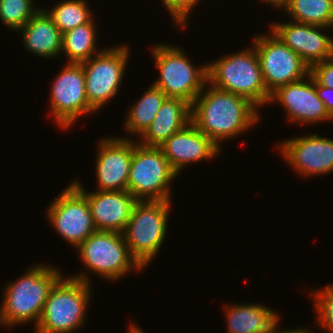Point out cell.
<instances>
[{"instance_id": "cell-3", "label": "cell", "mask_w": 333, "mask_h": 333, "mask_svg": "<svg viewBox=\"0 0 333 333\" xmlns=\"http://www.w3.org/2000/svg\"><path fill=\"white\" fill-rule=\"evenodd\" d=\"M89 275L62 277L51 289L36 326V333H72L84 326L90 300Z\"/></svg>"}, {"instance_id": "cell-7", "label": "cell", "mask_w": 333, "mask_h": 333, "mask_svg": "<svg viewBox=\"0 0 333 333\" xmlns=\"http://www.w3.org/2000/svg\"><path fill=\"white\" fill-rule=\"evenodd\" d=\"M177 175L160 147L135 140L127 190L138 201L171 200L170 184Z\"/></svg>"}, {"instance_id": "cell-26", "label": "cell", "mask_w": 333, "mask_h": 333, "mask_svg": "<svg viewBox=\"0 0 333 333\" xmlns=\"http://www.w3.org/2000/svg\"><path fill=\"white\" fill-rule=\"evenodd\" d=\"M33 0H0V20L11 30L21 29L39 10Z\"/></svg>"}, {"instance_id": "cell-12", "label": "cell", "mask_w": 333, "mask_h": 333, "mask_svg": "<svg viewBox=\"0 0 333 333\" xmlns=\"http://www.w3.org/2000/svg\"><path fill=\"white\" fill-rule=\"evenodd\" d=\"M46 214L56 232L75 248L97 231L86 197L72 183L50 203Z\"/></svg>"}, {"instance_id": "cell-29", "label": "cell", "mask_w": 333, "mask_h": 333, "mask_svg": "<svg viewBox=\"0 0 333 333\" xmlns=\"http://www.w3.org/2000/svg\"><path fill=\"white\" fill-rule=\"evenodd\" d=\"M309 74L319 85L333 88V56L312 65Z\"/></svg>"}, {"instance_id": "cell-25", "label": "cell", "mask_w": 333, "mask_h": 333, "mask_svg": "<svg viewBox=\"0 0 333 333\" xmlns=\"http://www.w3.org/2000/svg\"><path fill=\"white\" fill-rule=\"evenodd\" d=\"M84 0H64L46 12L51 16L53 23L63 34L77 26L88 23L92 17V10Z\"/></svg>"}, {"instance_id": "cell-10", "label": "cell", "mask_w": 333, "mask_h": 333, "mask_svg": "<svg viewBox=\"0 0 333 333\" xmlns=\"http://www.w3.org/2000/svg\"><path fill=\"white\" fill-rule=\"evenodd\" d=\"M253 44L263 81L270 95L279 87L309 75L310 67L272 31L269 35H256Z\"/></svg>"}, {"instance_id": "cell-8", "label": "cell", "mask_w": 333, "mask_h": 333, "mask_svg": "<svg viewBox=\"0 0 333 333\" xmlns=\"http://www.w3.org/2000/svg\"><path fill=\"white\" fill-rule=\"evenodd\" d=\"M78 255L88 268L108 281L119 280L130 270L144 269L130 254L122 233L96 231L78 247Z\"/></svg>"}, {"instance_id": "cell-28", "label": "cell", "mask_w": 333, "mask_h": 333, "mask_svg": "<svg viewBox=\"0 0 333 333\" xmlns=\"http://www.w3.org/2000/svg\"><path fill=\"white\" fill-rule=\"evenodd\" d=\"M162 2L175 24L180 25V28H184L187 19H189V14L195 5L199 3V0H162Z\"/></svg>"}, {"instance_id": "cell-27", "label": "cell", "mask_w": 333, "mask_h": 333, "mask_svg": "<svg viewBox=\"0 0 333 333\" xmlns=\"http://www.w3.org/2000/svg\"><path fill=\"white\" fill-rule=\"evenodd\" d=\"M313 299L317 315V325L328 333H333V284H328L324 289L314 291Z\"/></svg>"}, {"instance_id": "cell-13", "label": "cell", "mask_w": 333, "mask_h": 333, "mask_svg": "<svg viewBox=\"0 0 333 333\" xmlns=\"http://www.w3.org/2000/svg\"><path fill=\"white\" fill-rule=\"evenodd\" d=\"M278 147L287 163L301 176L333 172V139L314 133L284 140Z\"/></svg>"}, {"instance_id": "cell-9", "label": "cell", "mask_w": 333, "mask_h": 333, "mask_svg": "<svg viewBox=\"0 0 333 333\" xmlns=\"http://www.w3.org/2000/svg\"><path fill=\"white\" fill-rule=\"evenodd\" d=\"M129 53L127 46H114L81 62L88 103L95 111L101 110L120 90Z\"/></svg>"}, {"instance_id": "cell-22", "label": "cell", "mask_w": 333, "mask_h": 333, "mask_svg": "<svg viewBox=\"0 0 333 333\" xmlns=\"http://www.w3.org/2000/svg\"><path fill=\"white\" fill-rule=\"evenodd\" d=\"M93 20L62 34L61 51L65 52L68 62L81 63L102 51L96 48L97 28Z\"/></svg>"}, {"instance_id": "cell-4", "label": "cell", "mask_w": 333, "mask_h": 333, "mask_svg": "<svg viewBox=\"0 0 333 333\" xmlns=\"http://www.w3.org/2000/svg\"><path fill=\"white\" fill-rule=\"evenodd\" d=\"M207 73L208 83L248 99L257 108L270 101L253 45L208 63Z\"/></svg>"}, {"instance_id": "cell-33", "label": "cell", "mask_w": 333, "mask_h": 333, "mask_svg": "<svg viewBox=\"0 0 333 333\" xmlns=\"http://www.w3.org/2000/svg\"><path fill=\"white\" fill-rule=\"evenodd\" d=\"M129 328L130 329L128 333H144L143 330L139 326H137V324L135 325V323L130 324Z\"/></svg>"}, {"instance_id": "cell-15", "label": "cell", "mask_w": 333, "mask_h": 333, "mask_svg": "<svg viewBox=\"0 0 333 333\" xmlns=\"http://www.w3.org/2000/svg\"><path fill=\"white\" fill-rule=\"evenodd\" d=\"M306 78L279 87L271 94L269 104L277 101L283 105L290 122L314 124L333 120L317 95L316 81L310 74Z\"/></svg>"}, {"instance_id": "cell-20", "label": "cell", "mask_w": 333, "mask_h": 333, "mask_svg": "<svg viewBox=\"0 0 333 333\" xmlns=\"http://www.w3.org/2000/svg\"><path fill=\"white\" fill-rule=\"evenodd\" d=\"M18 31H22L27 51L43 58L62 54V33L45 9H40Z\"/></svg>"}, {"instance_id": "cell-16", "label": "cell", "mask_w": 333, "mask_h": 333, "mask_svg": "<svg viewBox=\"0 0 333 333\" xmlns=\"http://www.w3.org/2000/svg\"><path fill=\"white\" fill-rule=\"evenodd\" d=\"M285 45L297 53L311 67L333 56V38L322 33L328 27L305 23H274L270 27Z\"/></svg>"}, {"instance_id": "cell-23", "label": "cell", "mask_w": 333, "mask_h": 333, "mask_svg": "<svg viewBox=\"0 0 333 333\" xmlns=\"http://www.w3.org/2000/svg\"><path fill=\"white\" fill-rule=\"evenodd\" d=\"M166 98L161 89L151 85L126 115L128 116L124 124L126 130L141 136L151 125Z\"/></svg>"}, {"instance_id": "cell-11", "label": "cell", "mask_w": 333, "mask_h": 333, "mask_svg": "<svg viewBox=\"0 0 333 333\" xmlns=\"http://www.w3.org/2000/svg\"><path fill=\"white\" fill-rule=\"evenodd\" d=\"M51 85L50 110L60 127L67 129L81 115L96 112L88 103L82 63L67 62Z\"/></svg>"}, {"instance_id": "cell-31", "label": "cell", "mask_w": 333, "mask_h": 333, "mask_svg": "<svg viewBox=\"0 0 333 333\" xmlns=\"http://www.w3.org/2000/svg\"><path fill=\"white\" fill-rule=\"evenodd\" d=\"M278 327H279V324L277 325V327H276V330H275V333H313V332H311L310 330H307V329H303V328H297V329H293V330H289L288 329V331L286 330V331H284V330H282V331H280L279 329H278ZM278 329V330H277Z\"/></svg>"}, {"instance_id": "cell-2", "label": "cell", "mask_w": 333, "mask_h": 333, "mask_svg": "<svg viewBox=\"0 0 333 333\" xmlns=\"http://www.w3.org/2000/svg\"><path fill=\"white\" fill-rule=\"evenodd\" d=\"M62 277L58 268L37 264L9 283L4 288L0 325L7 328L33 320L37 326L51 289Z\"/></svg>"}, {"instance_id": "cell-14", "label": "cell", "mask_w": 333, "mask_h": 333, "mask_svg": "<svg viewBox=\"0 0 333 333\" xmlns=\"http://www.w3.org/2000/svg\"><path fill=\"white\" fill-rule=\"evenodd\" d=\"M96 158L97 191H126L134 141L123 137L102 138Z\"/></svg>"}, {"instance_id": "cell-32", "label": "cell", "mask_w": 333, "mask_h": 333, "mask_svg": "<svg viewBox=\"0 0 333 333\" xmlns=\"http://www.w3.org/2000/svg\"><path fill=\"white\" fill-rule=\"evenodd\" d=\"M264 3H269V5L276 6L275 8H281L289 0H262Z\"/></svg>"}, {"instance_id": "cell-30", "label": "cell", "mask_w": 333, "mask_h": 333, "mask_svg": "<svg viewBox=\"0 0 333 333\" xmlns=\"http://www.w3.org/2000/svg\"><path fill=\"white\" fill-rule=\"evenodd\" d=\"M316 92L326 110L333 117V88L323 87L316 82Z\"/></svg>"}, {"instance_id": "cell-21", "label": "cell", "mask_w": 333, "mask_h": 333, "mask_svg": "<svg viewBox=\"0 0 333 333\" xmlns=\"http://www.w3.org/2000/svg\"><path fill=\"white\" fill-rule=\"evenodd\" d=\"M224 308L228 333H275L280 320L279 313L262 304H234Z\"/></svg>"}, {"instance_id": "cell-1", "label": "cell", "mask_w": 333, "mask_h": 333, "mask_svg": "<svg viewBox=\"0 0 333 333\" xmlns=\"http://www.w3.org/2000/svg\"><path fill=\"white\" fill-rule=\"evenodd\" d=\"M191 104V122L220 149V142L252 128L259 120V108L248 99L208 83Z\"/></svg>"}, {"instance_id": "cell-6", "label": "cell", "mask_w": 333, "mask_h": 333, "mask_svg": "<svg viewBox=\"0 0 333 333\" xmlns=\"http://www.w3.org/2000/svg\"><path fill=\"white\" fill-rule=\"evenodd\" d=\"M151 53L159 71L152 85L167 97L181 98L192 104L208 85L207 64L196 68L181 48L165 43L153 46Z\"/></svg>"}, {"instance_id": "cell-17", "label": "cell", "mask_w": 333, "mask_h": 333, "mask_svg": "<svg viewBox=\"0 0 333 333\" xmlns=\"http://www.w3.org/2000/svg\"><path fill=\"white\" fill-rule=\"evenodd\" d=\"M78 181L71 183L86 197L97 231L122 233L138 200L128 190L88 193Z\"/></svg>"}, {"instance_id": "cell-5", "label": "cell", "mask_w": 333, "mask_h": 333, "mask_svg": "<svg viewBox=\"0 0 333 333\" xmlns=\"http://www.w3.org/2000/svg\"><path fill=\"white\" fill-rule=\"evenodd\" d=\"M171 200L137 201L122 232L130 254L147 267L166 237Z\"/></svg>"}, {"instance_id": "cell-19", "label": "cell", "mask_w": 333, "mask_h": 333, "mask_svg": "<svg viewBox=\"0 0 333 333\" xmlns=\"http://www.w3.org/2000/svg\"><path fill=\"white\" fill-rule=\"evenodd\" d=\"M190 122L191 104L181 98L167 97L138 141L144 146L159 147Z\"/></svg>"}, {"instance_id": "cell-24", "label": "cell", "mask_w": 333, "mask_h": 333, "mask_svg": "<svg viewBox=\"0 0 333 333\" xmlns=\"http://www.w3.org/2000/svg\"><path fill=\"white\" fill-rule=\"evenodd\" d=\"M280 9H284L292 20L308 25L333 26V0H289Z\"/></svg>"}, {"instance_id": "cell-18", "label": "cell", "mask_w": 333, "mask_h": 333, "mask_svg": "<svg viewBox=\"0 0 333 333\" xmlns=\"http://www.w3.org/2000/svg\"><path fill=\"white\" fill-rule=\"evenodd\" d=\"M171 168L179 174L188 164L210 160L221 151L220 148L192 122L170 136L159 146Z\"/></svg>"}]
</instances>
